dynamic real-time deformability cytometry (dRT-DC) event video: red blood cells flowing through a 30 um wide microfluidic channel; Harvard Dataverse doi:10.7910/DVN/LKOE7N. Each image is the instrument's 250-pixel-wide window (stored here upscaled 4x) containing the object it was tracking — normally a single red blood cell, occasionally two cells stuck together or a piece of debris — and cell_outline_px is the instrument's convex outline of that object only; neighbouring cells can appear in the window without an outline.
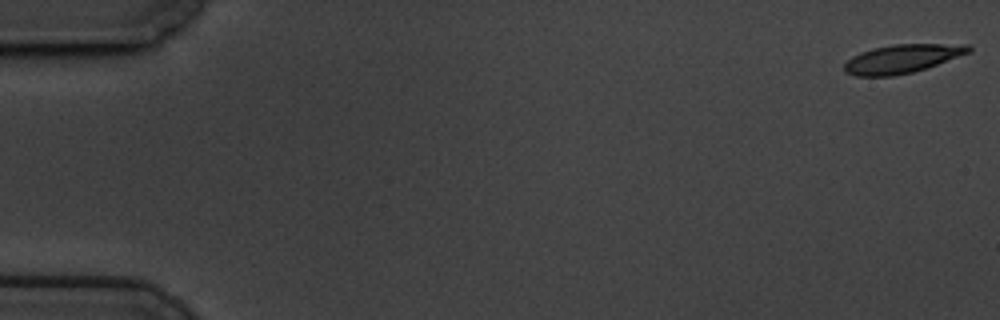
{"species": "common noctule bat (a hibernating species)", "species_latin": "Nyctalus noctula", "temperature_condition": "cold", "stored_images_in_passage": 10, "camera_frame_rate_fps": 3000, "um_per_image_px": 0.085, "animal": {"sex": "male", "body_mass_g": 19.5, "forearm_length_mm": 54.6}, "frame": {"image": 1, "passage_image": 1, "time_ms": 0.0, "image_size_px": [1000, 320], "cell_outline_px": [[972, 52], [912, 72], [892, 76], [856, 76], [844, 72], [844, 64], [852, 56], [860, 52], [872, 48], [892, 44], [968, 44], [972, 48]], "centroid_in_image_um": [76.66, 4.98], "position_along_channel_um": 8.3, "area_um2": 20.69}}